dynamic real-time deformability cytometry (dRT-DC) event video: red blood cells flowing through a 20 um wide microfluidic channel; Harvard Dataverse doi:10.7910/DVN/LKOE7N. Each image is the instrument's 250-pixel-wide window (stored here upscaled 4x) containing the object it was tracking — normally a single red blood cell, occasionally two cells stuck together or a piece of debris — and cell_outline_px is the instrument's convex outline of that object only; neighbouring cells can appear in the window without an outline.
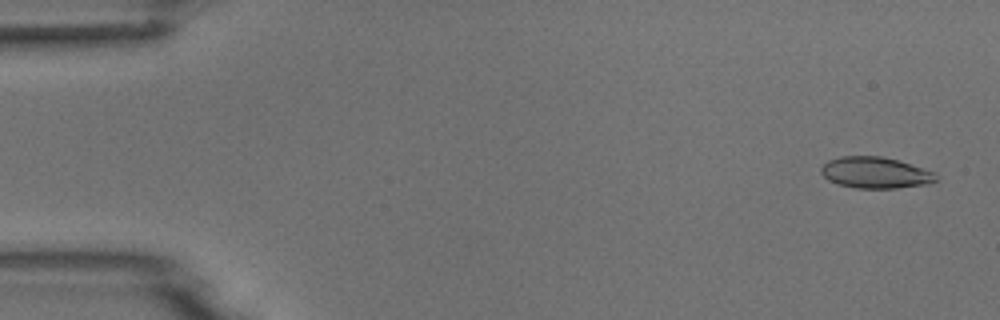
{"species": "common noctule bat (a hibernating species)", "species_latin": "Nyctalus noctula", "temperature_condition": "room temperature", "stored_images_in_passage": 4, "camera_frame_rate_fps": 3000, "um_per_image_px": 0.085, "animal": {"sex": "male", "body_mass_g": 18.8}, "frame": {"image": 1, "passage_image": 1, "time_ms": 0.0, "image_size_px": [1000, 320], "cell_outline_px": [[936, 180], [924, 184], [896, 188], [856, 188], [836, 184], [828, 180], [820, 172], [820, 168], [828, 160], [840, 156], [880, 156], [896, 160], [936, 172]], "centroid_in_image_um": [74.35, 14.67], "position_along_channel_um": 10.7, "area_um2": 20.81}}
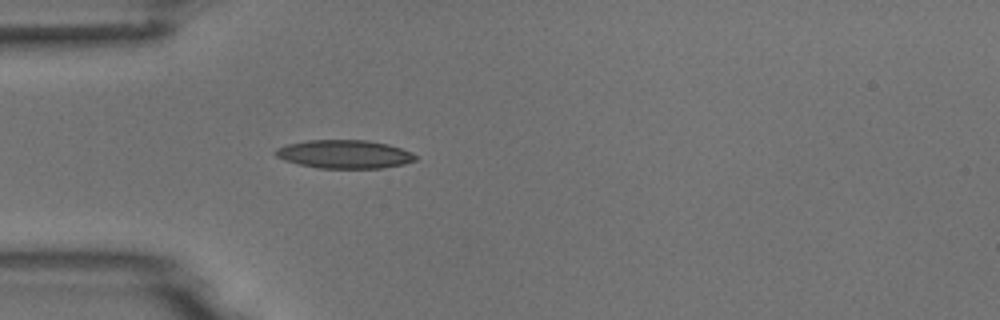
{"frame": {"image": 2, "passage_image": 4, "time_ms": 4.333, "image_size_px": [1000, 320], "cell_outline_px": [[416, 160], [404, 164], [384, 168], [316, 168], [284, 160], [276, 156], [272, 152], [276, 148], [288, 144], [308, 140], [368, 140], [388, 144], [412, 152], [416, 156]], "centroid_in_image_um": [29.27, 13.1], "position_along_channel_um": 55.7, "area_um2": 23.24}}